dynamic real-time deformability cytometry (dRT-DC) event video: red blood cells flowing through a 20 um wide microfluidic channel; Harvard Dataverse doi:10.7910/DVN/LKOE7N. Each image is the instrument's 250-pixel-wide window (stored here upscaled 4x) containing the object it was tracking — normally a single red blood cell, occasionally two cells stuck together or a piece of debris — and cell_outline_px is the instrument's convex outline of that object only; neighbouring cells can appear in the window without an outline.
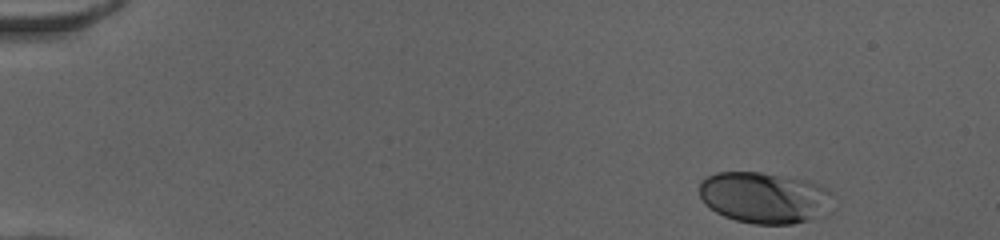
{"species": "human", "species_latin": "Homo sapiens", "temperature_condition": "cold", "stored_images_in_passage": 40, "camera_frame_rate_fps": 3000, "um_per_image_px": 0.085, "donor": {"sex": "female"}, "frame": {"image": 1, "passage_image": 1, "time_ms": 0.0, "image_size_px": [1000, 240], "cell_outline_px": [[832, 212], [828, 216], [792, 224], [752, 224], [736, 220], [724, 216], [716, 212], [704, 204], [700, 196], [700, 180], [716, 172], [760, 172], [808, 180], [828, 188]], "centroid_in_image_um": [65.01, 16.81], "position_along_channel_um": 20.0, "area_um2": 40.46}}
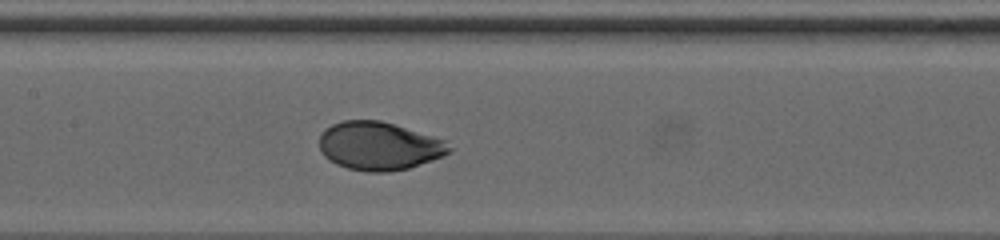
{"frame": {"image": 2, "passage_image": 22, "time_ms": 7.0, "image_size_px": [1000, 240], "cell_outline_px": [[452, 152], [444, 156], [408, 168], [388, 172], [368, 172], [348, 168], [336, 164], [324, 156], [320, 152], [320, 136], [324, 128], [332, 124], [344, 120], [380, 120], [448, 140], [452, 148]], "centroid_in_image_um": [32.25, 12.4], "position_along_channel_um": 175.2, "area_um2": 36.82}}
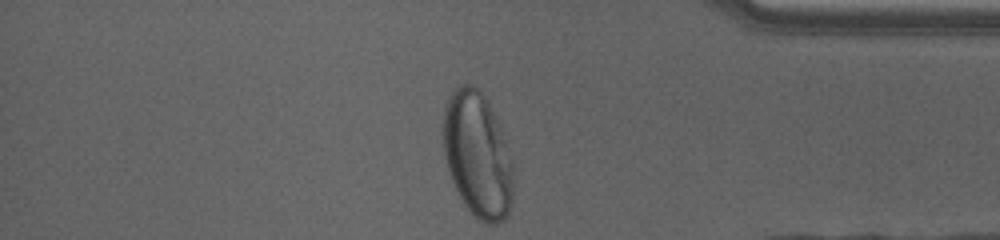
{"frame": {"image": 3, "passage_image": 40, "time_ms": 13.0, "image_size_px": [1000, 240], "cell_outline_px": [[512, 204], [508, 216], [504, 220], [496, 224], [488, 224], [480, 220], [468, 208], [460, 196], [452, 180], [448, 168], [444, 152], [440, 128], [444, 108], [452, 92], [460, 84], [472, 84], [480, 88], [488, 100], [496, 120], [512, 164]], "centroid_in_image_um": [40.55, 13.13], "position_along_channel_um": 394.6, "area_um2": 51.04}, "authors_computed_cell_mechanics": {"area_um2": 37.2232, "velocity_mm_per_s": 3.9373, "shape_relaxation_time_tau1_ms": 2.9375, "shape_relaxation_time_tau2_ms": null, "deformation_change_tau1": 0.1637, "deformation_change_tau2": null}}